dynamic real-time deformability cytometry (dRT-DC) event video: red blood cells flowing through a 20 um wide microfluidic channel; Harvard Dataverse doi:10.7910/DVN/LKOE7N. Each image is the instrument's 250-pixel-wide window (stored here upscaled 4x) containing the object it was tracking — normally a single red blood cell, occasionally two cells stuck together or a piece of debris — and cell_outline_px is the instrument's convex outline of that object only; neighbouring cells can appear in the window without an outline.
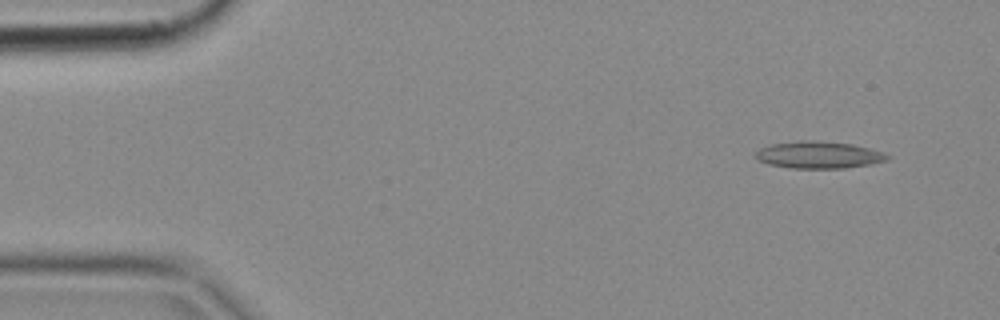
{"species": "common noctule bat (a hibernating species)", "species_latin": "Nyctalus noctula", "temperature_condition": "cold", "stored_images_in_passage": 5, "camera_frame_rate_fps": 3000, "um_per_image_px": 0.085, "animal": {"sex": "female", "body_mass_g": 18.4}, "frame": {"image": 1, "passage_image": 1, "time_ms": 0.0, "image_size_px": [1000, 320], "cell_outline_px": [[892, 156], [888, 160], [872, 164], [844, 168], [792, 168], [768, 164], [756, 160], [752, 156], [760, 148], [772, 144], [800, 140], [808, 140], [852, 144], [884, 152]], "centroid_in_image_um": [69.58, 13.17], "position_along_channel_um": 15.4, "area_um2": 20.87}}